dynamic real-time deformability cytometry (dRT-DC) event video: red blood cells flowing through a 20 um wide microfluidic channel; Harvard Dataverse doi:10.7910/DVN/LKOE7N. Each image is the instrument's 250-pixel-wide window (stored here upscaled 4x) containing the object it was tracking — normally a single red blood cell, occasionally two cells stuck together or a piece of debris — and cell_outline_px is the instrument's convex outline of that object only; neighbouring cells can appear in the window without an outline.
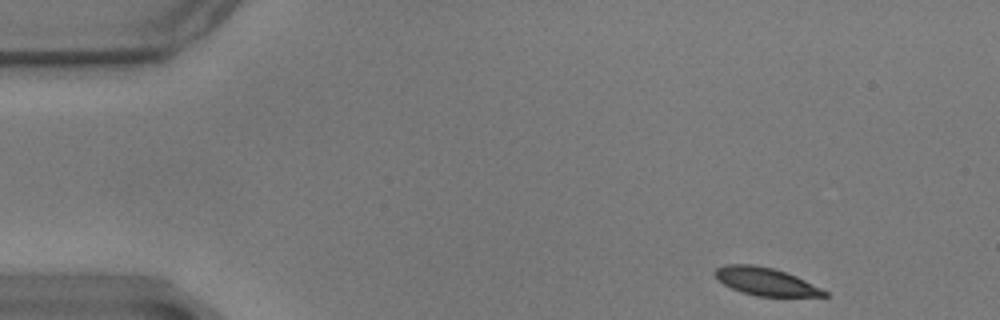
{"species": "common noctule bat (a hibernating species)", "species_latin": "Nyctalus noctula", "temperature_condition": "warm", "stored_images_in_passage": 53, "camera_frame_rate_fps": 3000, "um_per_image_px": 0.085, "animal": {"sex": "male", "body_mass_g": 17.9}, "frame": {"image": 1, "passage_image": 1, "time_ms": 0.0, "image_size_px": [1000, 320], "cell_outline_px": [[828, 296], [756, 296], [740, 292], [724, 284], [712, 272], [716, 268], [728, 264], [752, 264], [772, 268], [796, 276], [828, 292]], "centroid_in_image_um": [65.05, 23.93], "position_along_channel_um": 20.0, "area_um2": 17.46}}
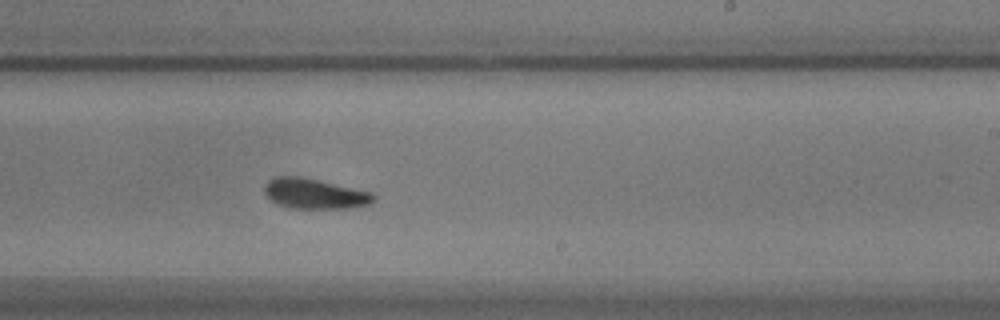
{"frame": {"image": 2, "passage_image": 30, "time_ms": 9.667, "image_size_px": [1000, 320], "cell_outline_px": [[376, 196], [368, 204], [356, 208], [288, 208], [272, 200], [264, 192], [264, 188], [268, 180], [276, 176], [296, 176], [316, 180], [372, 192]], "centroid_in_image_um": [26.74, 16.47], "position_along_channel_um": 262.3, "area_um2": 18.9}}
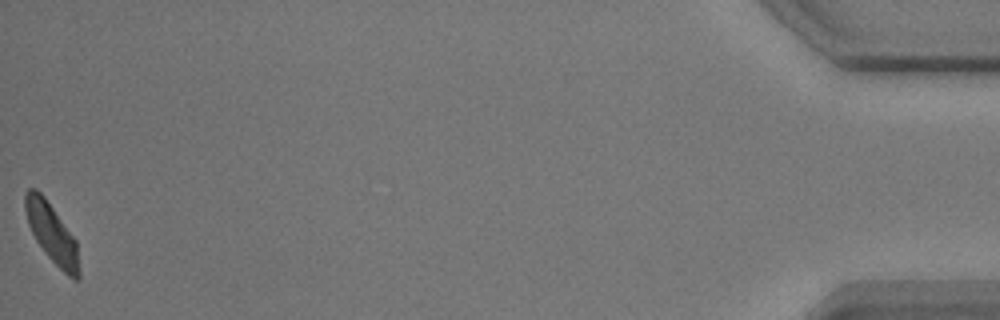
{"frame": {"image": 3, "passage_image": 53, "time_ms": 17.333, "image_size_px": [1000, 320], "cell_outline_px": [[80, 276], [76, 280], [72, 280], [44, 252], [36, 240], [28, 224], [24, 208], [24, 192], [28, 188], [36, 188], [44, 196], [76, 240], [80, 272]], "centroid_in_image_um": [4.39, 19.81], "position_along_channel_um": 430.8, "area_um2": 18.55}, "authors_computed_cell_mechanics": {"area_um2": 19.074, "velocity_mm_per_s": 3.4436, "shape_relaxation_time_tau1_ms": 2.4136, "shape_relaxation_time_tau2_ms": 4.9032, "deformation_change_tau1": 0.1086, "deformation_change_tau2": 0.1116}}